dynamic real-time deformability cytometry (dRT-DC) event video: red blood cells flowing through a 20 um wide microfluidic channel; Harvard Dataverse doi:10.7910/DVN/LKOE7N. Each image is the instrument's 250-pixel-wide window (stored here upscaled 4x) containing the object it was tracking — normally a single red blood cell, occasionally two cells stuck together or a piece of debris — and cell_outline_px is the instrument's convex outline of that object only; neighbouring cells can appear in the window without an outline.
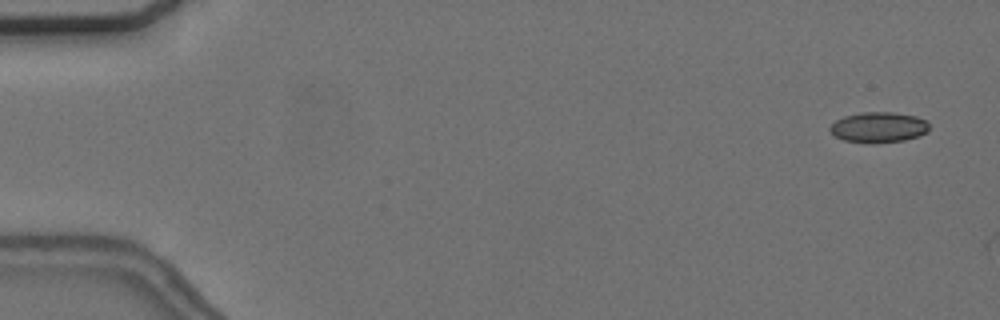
{"species": "common noctule bat (a hibernating species)", "species_latin": "Nyctalus noctula", "temperature_condition": "cold", "stored_images_in_passage": 2, "camera_frame_rate_fps": 3000, "um_per_image_px": 0.085, "animal": {"sex": "female", "body_mass_g": 24.6, "forearm_length_mm": 56.2}, "frame": {"image": 1, "passage_image": 1, "time_ms": 0.0, "image_size_px": [1000, 320], "cell_outline_px": [[928, 132], [920, 136], [904, 140], [872, 144], [864, 144], [844, 140], [836, 136], [828, 128], [836, 120], [844, 116], [860, 112], [892, 112], [916, 116], [924, 120], [928, 124]], "centroid_in_image_um": [74.67, 10.83], "position_along_channel_um": 10.3, "area_um2": 17.8}}